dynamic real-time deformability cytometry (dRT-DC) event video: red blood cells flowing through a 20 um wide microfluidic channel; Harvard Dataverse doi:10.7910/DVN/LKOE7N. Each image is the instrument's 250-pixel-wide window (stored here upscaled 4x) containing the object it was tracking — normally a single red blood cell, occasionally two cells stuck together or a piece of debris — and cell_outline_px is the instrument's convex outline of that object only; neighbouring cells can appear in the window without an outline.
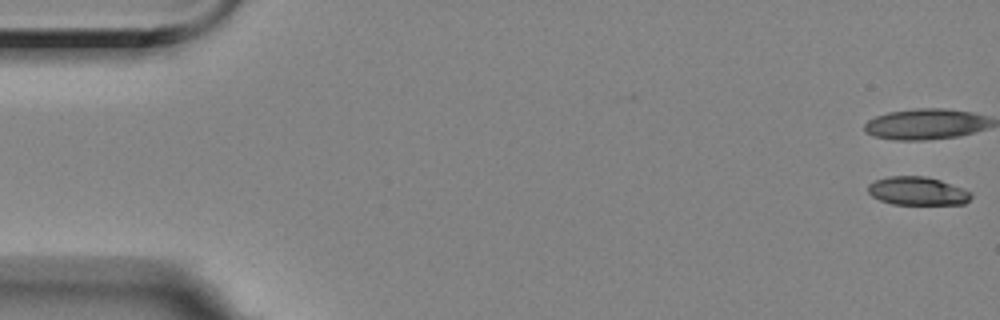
{"species": "Egyptian fruit bat (a non-hibernating species)", "species_latin": "Rousettus aegyptiacus", "temperature_condition": "room temperature", "stored_images_in_passage": 11, "camera_frame_rate_fps": 3000, "um_per_image_px": 0.085, "animal": {"sex": "female"}, "frame": {"image": 1, "passage_image": 1, "time_ms": 0.0, "image_size_px": [1000, 320], "cell_outline_px": [[972, 196], [964, 204], [892, 204], [880, 200], [872, 196], [868, 192], [868, 184], [876, 180], [888, 176], [924, 176], [940, 180], [972, 192]], "centroid_in_image_um": [77.97, 16.24], "position_along_channel_um": 7.0, "area_um2": 16.94}}